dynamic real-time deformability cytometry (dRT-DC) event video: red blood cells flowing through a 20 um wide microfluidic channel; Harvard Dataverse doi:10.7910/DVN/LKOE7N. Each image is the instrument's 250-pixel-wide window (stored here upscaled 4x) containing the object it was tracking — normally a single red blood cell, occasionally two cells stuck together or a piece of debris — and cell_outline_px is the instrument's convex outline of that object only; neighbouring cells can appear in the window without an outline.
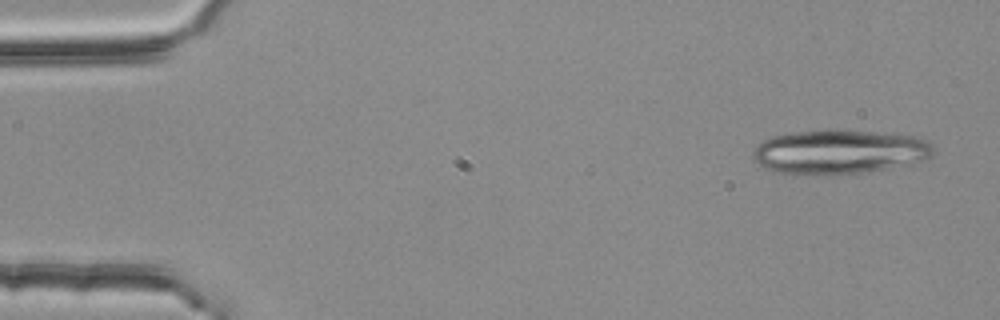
{"species": "common noctule bat (a hibernating species)", "species_latin": "Nyctalus noctula", "temperature_condition": "room temperature", "stored_images_in_passage": 3, "camera_frame_rate_fps": 3000, "um_per_image_px": 0.085, "animal": {"sex": "female", "body_mass_g": 25.1}, "frame": {"image": 1, "passage_image": 1, "time_ms": 0.0, "image_size_px": [1000, 320], "cell_outline_px": [[932, 156], [924, 160], [912, 164], [864, 172], [832, 176], [780, 172], [764, 168], [752, 160], [752, 152], [764, 140], [772, 136], [792, 132], [824, 128], [836, 128], [912, 136], [928, 140], [932, 148]], "centroid_in_image_um": [71.32, 12.9], "position_along_channel_um": 13.7, "area_um2": 47.16}}